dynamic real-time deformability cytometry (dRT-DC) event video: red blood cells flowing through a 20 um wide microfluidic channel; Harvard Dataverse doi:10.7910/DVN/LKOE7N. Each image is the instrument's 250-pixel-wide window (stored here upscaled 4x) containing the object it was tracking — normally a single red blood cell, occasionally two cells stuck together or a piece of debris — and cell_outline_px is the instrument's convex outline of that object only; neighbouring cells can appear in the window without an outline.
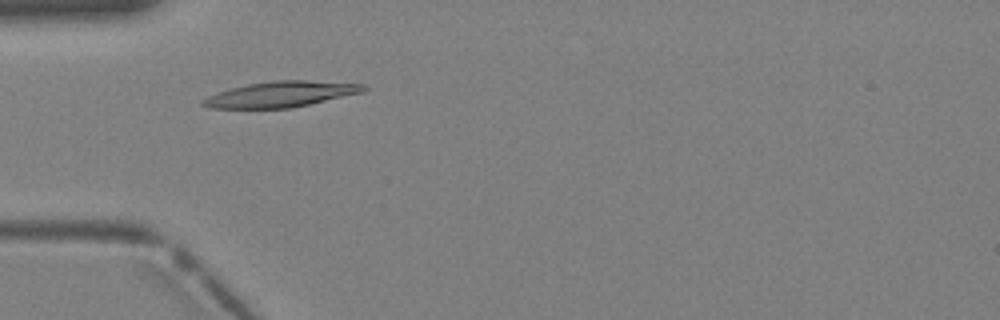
{"species": "Egyptian fruit bat (a non-hibernating species)", "species_latin": "Rousettus aegyptiacus", "temperature_condition": "warm", "stored_images_in_passage": 3, "camera_frame_rate_fps": 3000, "um_per_image_px": 0.085, "animal": {"sex": "female"}, "frame": {"image": 1, "passage_image": 3, "time_ms": 0.667, "image_size_px": [1000, 320], "cell_outline_px": [[368, 88], [364, 92], [308, 104], [288, 108], [208, 108], [200, 104], [200, 100], [208, 96], [232, 88], [248, 84], [272, 80], [308, 80], [364, 84]], "centroid_in_image_um": [23.87, 8.0], "position_along_channel_um": 61.1, "area_um2": 23.87}}